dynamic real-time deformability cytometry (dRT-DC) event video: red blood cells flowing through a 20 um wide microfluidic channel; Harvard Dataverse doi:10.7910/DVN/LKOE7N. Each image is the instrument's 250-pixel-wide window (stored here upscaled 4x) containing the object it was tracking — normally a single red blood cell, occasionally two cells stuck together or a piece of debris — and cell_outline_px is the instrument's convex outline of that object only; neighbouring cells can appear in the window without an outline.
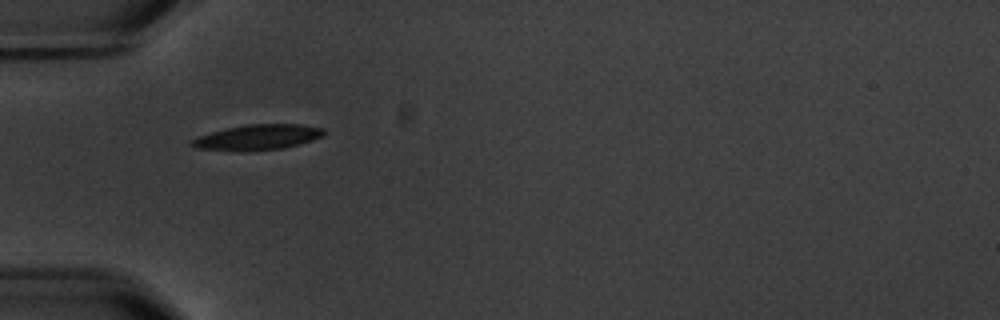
{"species": "common noctule bat (a hibernating species)", "species_latin": "Nyctalus noctula", "temperature_condition": "warm", "stored_images_in_passage": 2, "camera_frame_rate_fps": 3000, "um_per_image_px": 0.085, "animal": {"sex": "male", "body_mass_g": 20.1, "forearm_length_mm": 53.5}, "frame": {"image": 1, "passage_image": 1, "time_ms": 0.0, "image_size_px": [1000, 320], "cell_outline_px": [[328, 132], [324, 136], [300, 144], [284, 148], [248, 152], [240, 152], [196, 148], [188, 144], [188, 140], [196, 136], [228, 128], [248, 124], [304, 124], [324, 128]], "centroid_in_image_um": [21.9, 11.68], "position_along_channel_um": 63.1, "area_um2": 20.11}}